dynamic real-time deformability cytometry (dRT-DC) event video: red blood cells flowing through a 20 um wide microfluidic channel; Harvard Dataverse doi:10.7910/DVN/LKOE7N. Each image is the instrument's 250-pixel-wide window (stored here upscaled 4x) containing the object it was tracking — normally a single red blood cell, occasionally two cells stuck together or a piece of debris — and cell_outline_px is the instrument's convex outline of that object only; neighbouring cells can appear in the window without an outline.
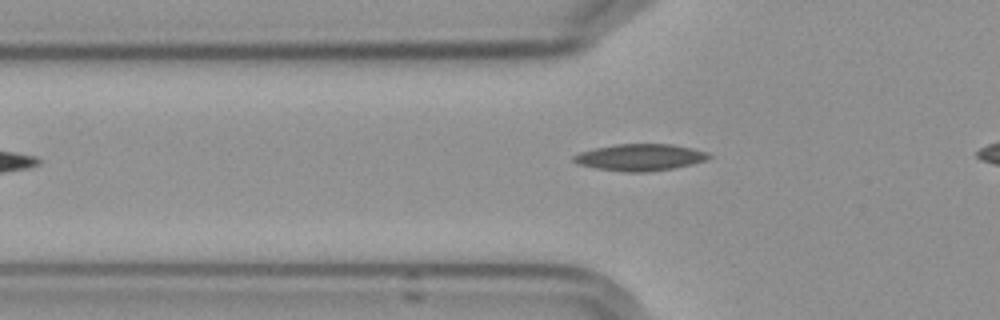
{"species": "Egyptian fruit bat (a non-hibernating species)", "species_latin": "Rousettus aegyptiacus", "temperature_condition": "cold", "stored_images_in_passage": 33, "camera_frame_rate_fps": 3000, "um_per_image_px": 0.085, "frame": {"image": 1, "passage_image": 3, "time_ms": 0.667, "image_size_px": [1000, 320], "cell_outline_px": [[712, 156], [708, 160], [692, 164], [672, 168], [648, 172], [624, 172], [596, 168], [576, 164], [572, 160], [572, 156], [580, 152], [596, 148], [616, 144], [672, 144], [692, 148], [708, 152]], "centroid_in_image_um": [54.41, 13.37], "position_along_channel_um": 71.4, "area_um2": 21.15}}
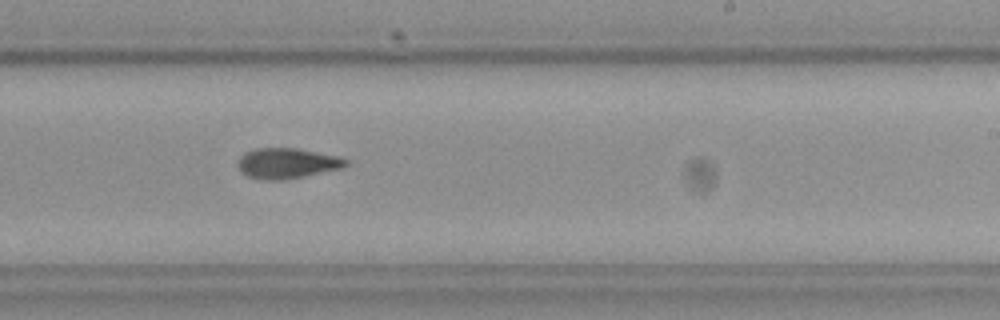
{"frame": {"image": 2, "passage_image": 19, "time_ms": 6.0, "image_size_px": [1000, 320], "cell_outline_px": [[348, 164], [344, 168], [284, 180], [264, 180], [248, 176], [240, 172], [240, 156], [256, 148], [296, 148], [340, 156], [348, 160]], "centroid_in_image_um": [24.46, 13.88], "position_along_channel_um": 264.5, "area_um2": 19.07}}
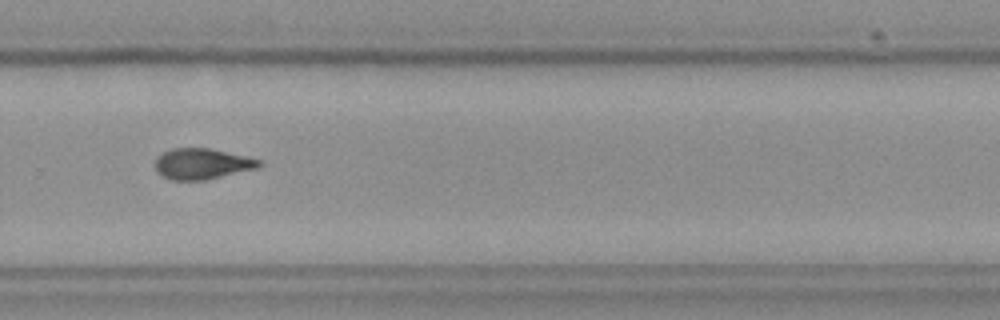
{"frame": {"image": 3, "passage_image": 23, "time_ms": 7.333, "image_size_px": [1000, 320], "cell_outline_px": [[264, 164], [256, 168], [208, 180], [172, 180], [156, 172], [156, 156], [172, 148], [212, 148], [260, 160]], "centroid_in_image_um": [17.17, 13.92], "position_along_channel_um": 312.6, "area_um2": 18.67}, "authors_computed_cell_mechanics": {"area_um2": 19.1318, "velocity_mm_per_s": 3.616, "shape_relaxation_time_tau1_ms": null, "shape_relaxation_time_tau2_ms": 3.9821, "deformation_change_tau1": null, "deformation_change_tau2": 0.1088}}